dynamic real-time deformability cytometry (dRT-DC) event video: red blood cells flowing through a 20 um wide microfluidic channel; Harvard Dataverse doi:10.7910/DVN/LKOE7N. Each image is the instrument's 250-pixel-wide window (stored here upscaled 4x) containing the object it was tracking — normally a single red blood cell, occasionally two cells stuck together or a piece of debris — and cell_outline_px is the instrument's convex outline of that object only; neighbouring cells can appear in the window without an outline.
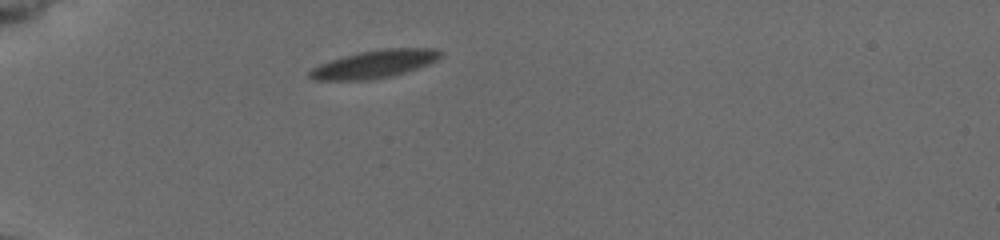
{"species": "common noctule bat (a hibernating species)", "species_latin": "Nyctalus noctula", "temperature_condition": "cold", "stored_images_in_passage": 4, "camera_frame_rate_fps": 3000, "um_per_image_px": 0.085, "animal": {"sex": "female", "body_mass_g": 19.5, "forearm_length_mm": 54.1}, "frame": {"image": 1, "passage_image": 1, "time_ms": 0.0, "image_size_px": [1000, 240], "cell_outline_px": [[444, 52], [436, 60], [428, 64], [392, 76], [368, 80], [312, 80], [308, 76], [308, 72], [312, 68], [320, 64], [344, 56], [360, 52], [384, 48], [436, 48]], "centroid_in_image_um": [31.83, 5.44], "position_along_channel_um": 53.2, "area_um2": 21.1}}
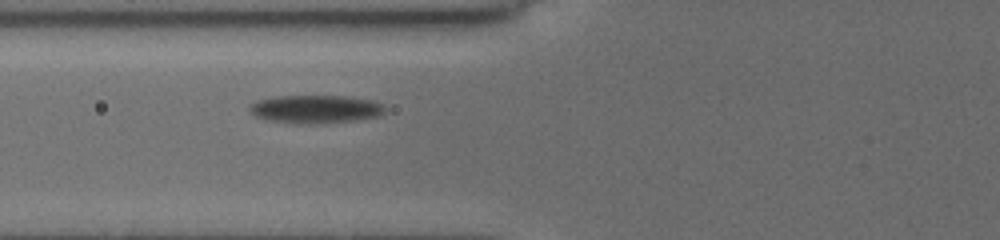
{"frame": {"image": 2, "passage_image": 4, "time_ms": 2.0, "image_size_px": [1000, 240], "cell_outline_px": [[388, 108], [380, 116], [356, 120], [268, 120], [256, 116], [248, 108], [256, 100], [276, 96], [352, 96], [372, 100], [384, 104]], "centroid_in_image_um": [26.92, 9.19], "position_along_channel_um": 98.9, "area_um2": 20.98}}